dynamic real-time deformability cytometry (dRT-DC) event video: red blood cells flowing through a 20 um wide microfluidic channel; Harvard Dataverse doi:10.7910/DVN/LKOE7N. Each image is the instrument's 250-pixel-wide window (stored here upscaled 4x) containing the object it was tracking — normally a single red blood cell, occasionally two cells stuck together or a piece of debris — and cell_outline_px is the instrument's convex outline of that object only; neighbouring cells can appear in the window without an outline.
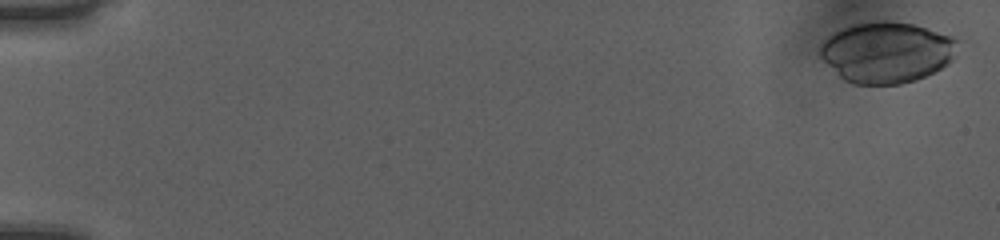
{"species": "human", "species_latin": "Homo sapiens", "temperature_condition": "room temperature", "stored_images_in_passage": 52, "camera_frame_rate_fps": 3000, "um_per_image_px": 0.085, "donor": {"sex": "female"}, "frame": {"image": 1, "passage_image": 2, "time_ms": 0.333, "image_size_px": [1000, 240], "cell_outline_px": [[960, 40], [952, 60], [948, 64], [916, 80], [900, 84], [852, 84], [844, 80], [820, 56], [820, 44], [828, 36], [852, 24], [876, 20], [884, 20], [912, 24], [952, 36]], "centroid_in_image_um": [75.38, 4.44], "position_along_channel_um": 9.6, "area_um2": 48.67}}
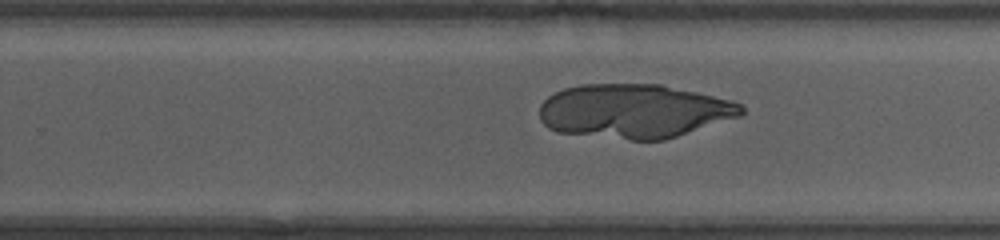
{"frame": {"image": 2, "passage_image": 35, "time_ms": 11.333, "image_size_px": [1000, 240], "cell_outline_px": [[744, 112], [740, 116], [664, 140], [632, 140], [556, 132], [548, 128], [540, 120], [540, 104], [548, 96], [564, 88], [580, 84], [660, 84], [696, 92], [728, 100], [740, 104], [744, 108]], "centroid_in_image_um": [53.85, 9.44], "position_along_channel_um": 276.0, "area_um2": 63.41}}
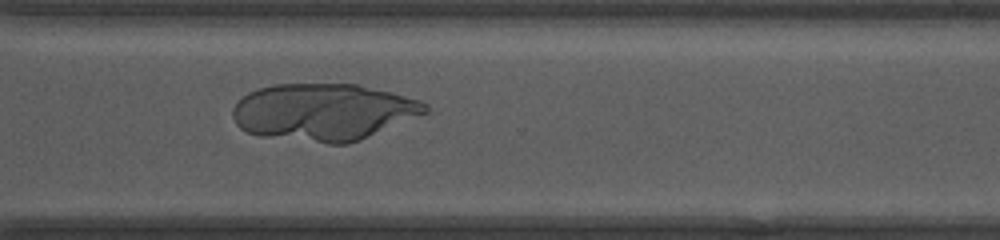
{"frame": {"image": 3, "passage_image": 40, "time_ms": 13.0, "image_size_px": [1000, 240], "cell_outline_px": [[428, 112], [360, 140], [348, 144], [328, 144], [260, 136], [248, 132], [240, 128], [236, 124], [232, 116], [232, 108], [248, 92], [260, 88], [276, 84], [356, 84], [420, 100], [428, 104]], "centroid_in_image_um": [27.47, 9.53], "position_along_channel_um": 343.1, "area_um2": 63.75}}